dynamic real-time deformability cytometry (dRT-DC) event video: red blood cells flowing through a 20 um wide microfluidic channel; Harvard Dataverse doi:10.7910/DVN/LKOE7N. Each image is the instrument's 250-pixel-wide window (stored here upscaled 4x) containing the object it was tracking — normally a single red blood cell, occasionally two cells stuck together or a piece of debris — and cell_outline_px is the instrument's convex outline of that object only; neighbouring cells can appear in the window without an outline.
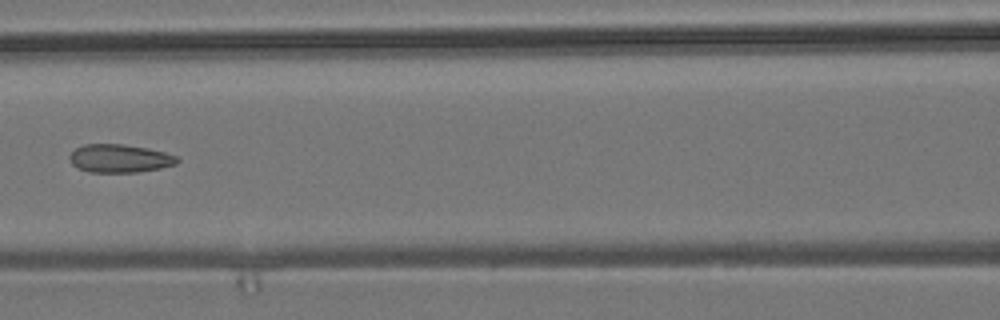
{"species": "common noctule bat (a hibernating species)", "species_latin": "Nyctalus noctula", "temperature_condition": "room temperature", "stored_images_in_passage": 7, "camera_frame_rate_fps": 3000, "um_per_image_px": 0.085, "animal": {"sex": "male", "body_mass_g": 19.2, "forearm_length_mm": 51.8}, "frame": {"image": 1, "passage_image": 6, "time_ms": 5.667, "image_size_px": [1000, 320], "cell_outline_px": [[180, 160], [176, 164], [160, 168], [136, 172], [88, 172], [76, 168], [72, 164], [68, 156], [76, 148], [84, 144], [124, 144], [148, 148], [164, 152], [176, 156]], "centroid_in_image_um": [10.15, 13.46], "position_along_channel_um": 156.5, "area_um2": 17.74}}
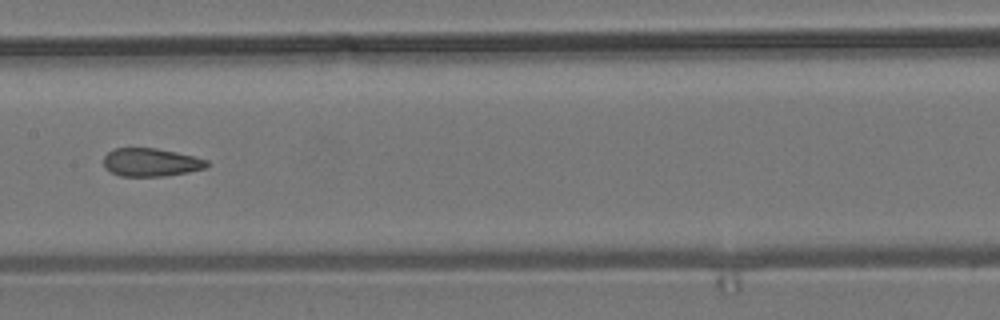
{"frame": {"image": 2, "passage_image": 7, "time_ms": 6.667, "image_size_px": [1000, 320], "cell_outline_px": [[208, 168], [188, 172], [164, 176], [120, 176], [104, 168], [104, 156], [108, 152], [116, 148], [156, 148], [176, 152], [208, 160]], "centroid_in_image_um": [12.83, 13.8], "position_along_channel_um": 194.6, "area_um2": 16.94}}